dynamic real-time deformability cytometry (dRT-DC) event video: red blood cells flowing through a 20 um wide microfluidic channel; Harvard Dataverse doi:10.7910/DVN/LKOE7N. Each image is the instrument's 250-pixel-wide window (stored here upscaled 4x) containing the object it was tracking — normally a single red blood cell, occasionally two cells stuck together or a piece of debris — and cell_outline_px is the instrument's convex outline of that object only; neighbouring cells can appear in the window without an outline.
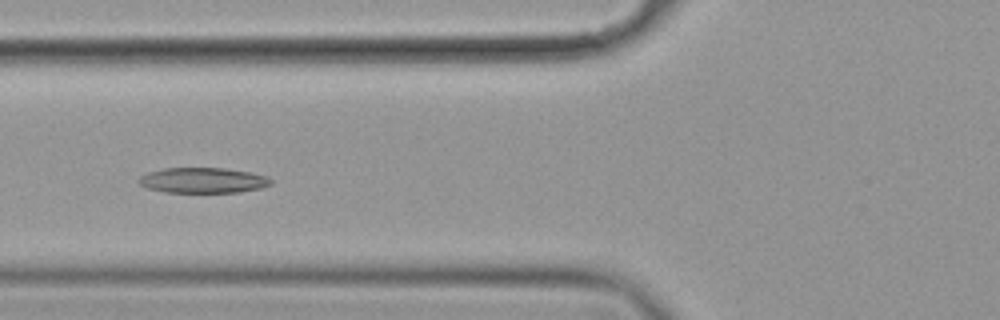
{"species": "common noctule bat (a hibernating species)", "species_latin": "Nyctalus noctula", "temperature_condition": "cold", "stored_images_in_passage": 40, "camera_frame_rate_fps": 3000, "um_per_image_px": 0.085, "animal": {"sex": "female", "body_mass_g": 19.9}, "frame": {"image": 1, "passage_image": 7, "time_ms": 2.0, "image_size_px": [1000, 320], "cell_outline_px": [[272, 184], [260, 188], [240, 192], [164, 192], [148, 188], [140, 184], [136, 180], [140, 176], [148, 172], [164, 168], [224, 168], [248, 172], [264, 176], [272, 180]], "centroid_in_image_um": [17.21, 15.33], "position_along_channel_um": 108.6, "area_um2": 19.42}}
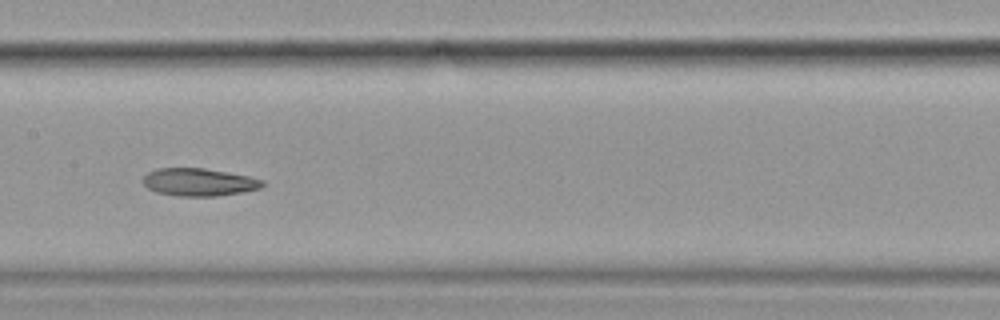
{"frame": {"image": 2, "passage_image": 14, "time_ms": 4.333, "image_size_px": [1000, 320], "cell_outline_px": [[264, 184], [260, 188], [244, 192], [216, 196], [180, 196], [156, 192], [148, 188], [144, 184], [144, 176], [148, 172], [156, 168], [204, 168], [248, 176], [264, 180]], "centroid_in_image_um": [16.91, 15.48], "position_along_channel_um": 190.5, "area_um2": 19.19}}
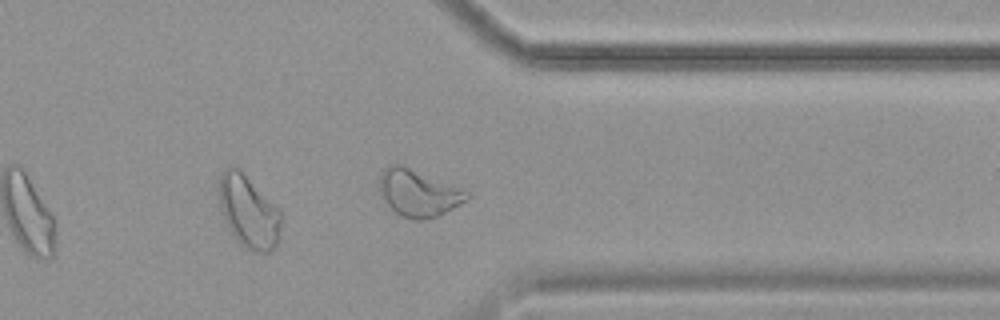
{"frame": {"image": 3, "passage_image": 30, "time_ms": 9.667, "image_size_px": [1000, 320], "cell_outline_px": [[472, 196], [468, 200], [436, 216], [420, 220], [412, 220], [400, 216], [380, 196], [380, 176], [384, 168], [392, 164], [400, 164], [464, 188]], "centroid_in_image_um": [35.58, 16.4], "position_along_channel_um": 375.8, "area_um2": 23.87}, "authors_computed_cell_mechanics": {"area_um2": 19.8832, "velocity_mm_per_s": 3.5127, "shape_relaxation_time_tau1_ms": 5.1785, "shape_relaxation_time_tau2_ms": 8.471, "deformation_change_tau1": 0.1365, "deformation_change_tau2": 0.1632}}